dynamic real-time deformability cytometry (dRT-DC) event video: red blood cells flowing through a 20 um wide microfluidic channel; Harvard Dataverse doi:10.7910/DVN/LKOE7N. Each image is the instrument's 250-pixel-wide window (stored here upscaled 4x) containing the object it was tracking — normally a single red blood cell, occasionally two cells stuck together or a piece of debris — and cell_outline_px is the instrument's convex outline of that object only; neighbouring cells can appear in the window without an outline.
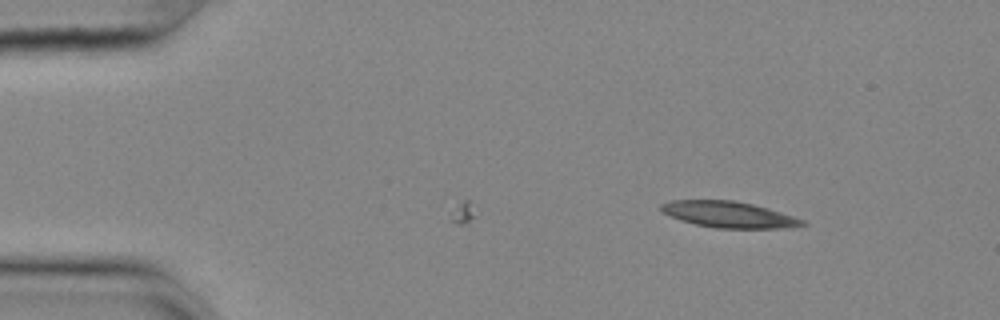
{"species": "common noctule bat (a hibernating species)", "species_latin": "Nyctalus noctula", "temperature_condition": "cold", "stored_images_in_passage": 9, "camera_frame_rate_fps": 3000, "um_per_image_px": 0.085, "animal": {"sex": "female", "body_mass_g": 25.1}, "frame": {"image": 1, "passage_image": 9, "time_ms": 2.667, "image_size_px": [1000, 320], "cell_outline_px": [[808, 224], [792, 228], [716, 228], [696, 224], [680, 220], [664, 212], [660, 208], [660, 204], [672, 200], [732, 200], [752, 204], [768, 208], [804, 220]], "centroid_in_image_um": [61.98, 18.24], "position_along_channel_um": 23.0, "area_um2": 21.39}}